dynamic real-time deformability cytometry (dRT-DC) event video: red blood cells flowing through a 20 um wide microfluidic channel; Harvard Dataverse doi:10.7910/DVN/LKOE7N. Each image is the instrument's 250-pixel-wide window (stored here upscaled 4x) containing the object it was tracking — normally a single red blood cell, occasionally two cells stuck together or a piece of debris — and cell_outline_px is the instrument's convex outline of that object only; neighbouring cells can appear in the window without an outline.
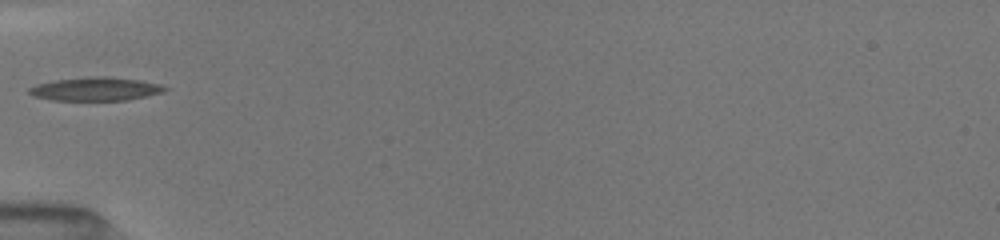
{"species": "common noctule bat (a hibernating species)", "species_latin": "Nyctalus noctula", "temperature_condition": "room temperature", "stored_images_in_passage": 26, "camera_frame_rate_fps": 3000, "um_per_image_px": 0.085, "animal": {"sex": "female", "body_mass_g": 19.5, "forearm_length_mm": 54.1}, "frame": {"image": 1, "passage_image": 1, "time_ms": 0.0, "image_size_px": [1000, 240], "cell_outline_px": [[168, 88], [164, 92], [128, 100], [52, 100], [32, 96], [28, 92], [28, 88], [36, 84], [56, 80], [88, 76], [104, 76], [140, 80], [160, 84]], "centroid_in_image_um": [8.11, 7.56], "position_along_channel_um": 76.9, "area_um2": 18.61}}
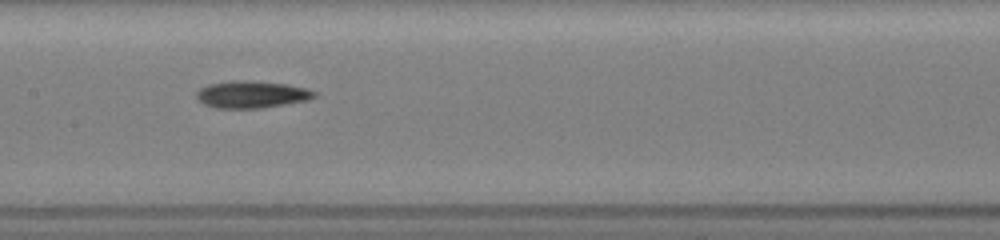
{"frame": {"image": 2, "passage_image": 7, "time_ms": 2.667, "image_size_px": [1000, 240], "cell_outline_px": [[316, 96], [308, 100], [260, 108], [216, 108], [204, 104], [196, 100], [196, 92], [200, 88], [208, 84], [232, 80], [248, 80], [288, 84], [308, 88], [316, 92]], "centroid_in_image_um": [21.37, 8.02], "position_along_channel_um": 186.0, "area_um2": 18.79}}
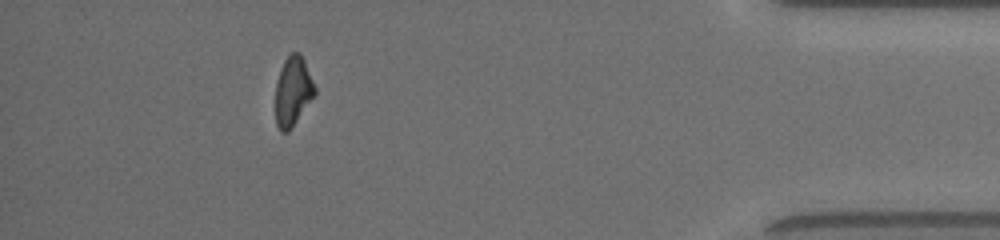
{"frame": {"image": 3, "passage_image": 23, "time_ms": 9.333, "image_size_px": [1000, 240], "cell_outline_px": [[316, 96], [288, 132], [280, 132], [276, 124], [276, 80], [280, 68], [284, 60], [292, 52], [300, 52], [304, 60], [316, 88]], "centroid_in_image_um": [24.91, 7.76], "position_along_channel_um": 410.3, "area_um2": 16.13}, "authors_computed_cell_mechanics": {"area_um2": 17.3978, "velocity_mm_per_s": 4.0539, "shape_relaxation_time_tau1_ms": 6.1369, "shape_relaxation_time_tau2_ms": 10.0167, "deformation_change_tau1": 0.1578, "deformation_change_tau2": 0.2326}}